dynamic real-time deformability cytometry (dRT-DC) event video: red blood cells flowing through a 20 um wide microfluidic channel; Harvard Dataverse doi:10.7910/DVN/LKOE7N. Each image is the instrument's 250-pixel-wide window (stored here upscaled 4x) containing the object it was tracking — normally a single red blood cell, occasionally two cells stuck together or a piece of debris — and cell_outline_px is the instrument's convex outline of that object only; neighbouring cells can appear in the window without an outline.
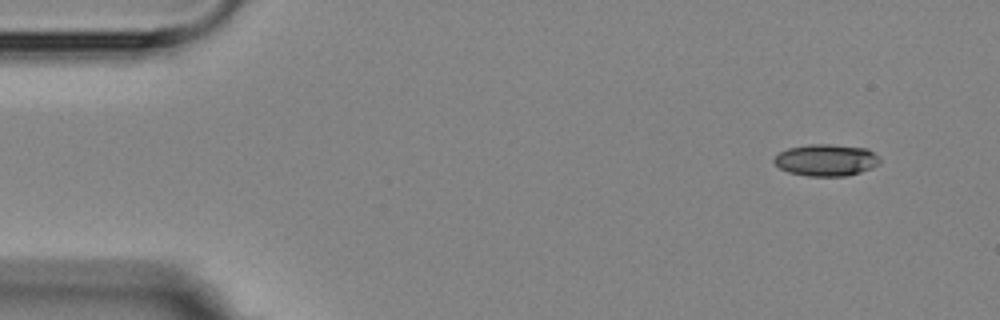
{"species": "Egyptian fruit bat (a non-hibernating species)", "species_latin": "Rousettus aegyptiacus", "temperature_condition": "room temperature", "stored_images_in_passage": 5, "camera_frame_rate_fps": 3000, "um_per_image_px": 0.085, "animal": {"sex": "female"}, "frame": {"image": 1, "passage_image": 1, "time_ms": 0.0, "image_size_px": [1000, 320], "cell_outline_px": [[880, 160], [872, 168], [848, 176], [808, 176], [788, 172], [780, 168], [772, 160], [780, 152], [788, 148], [808, 144], [828, 144], [868, 148]], "centroid_in_image_um": [70.2, 13.61], "position_along_channel_um": 14.8, "area_um2": 19.48}}
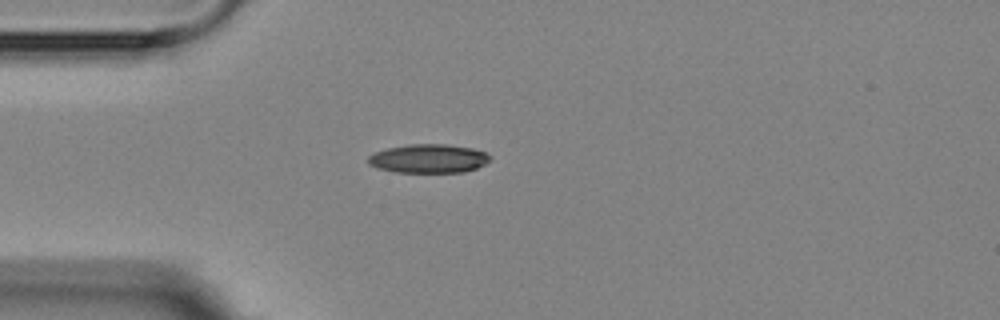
{"frame": {"image": 2, "passage_image": 4, "time_ms": 3.333, "image_size_px": [1000, 320], "cell_outline_px": [[492, 156], [484, 164], [476, 168], [464, 172], [396, 172], [376, 168], [368, 164], [368, 156], [376, 152], [388, 148], [408, 144], [444, 144], [472, 148], [484, 152]], "centroid_in_image_um": [36.41, 13.48], "position_along_channel_um": 48.6, "area_um2": 20.35}}